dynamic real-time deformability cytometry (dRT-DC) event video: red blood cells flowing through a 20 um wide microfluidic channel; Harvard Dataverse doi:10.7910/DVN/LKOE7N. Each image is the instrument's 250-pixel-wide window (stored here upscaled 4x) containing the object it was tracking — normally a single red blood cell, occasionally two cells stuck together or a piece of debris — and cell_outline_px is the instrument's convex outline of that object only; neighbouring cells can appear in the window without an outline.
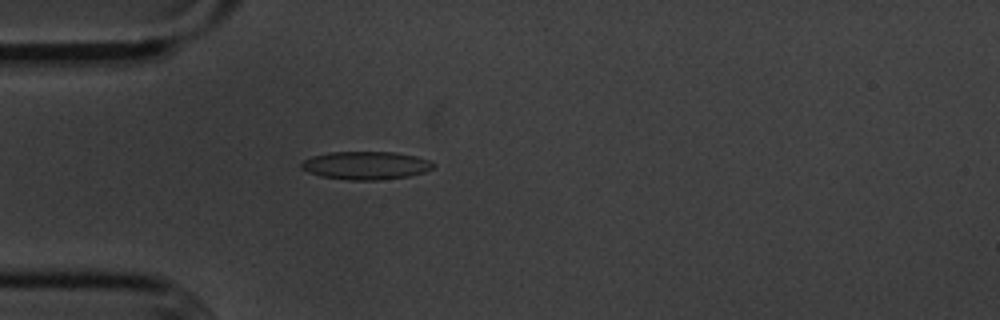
{"species": "common noctule bat (a hibernating species)", "species_latin": "Nyctalus noctula", "temperature_condition": "cold", "stored_images_in_passage": 5, "camera_frame_rate_fps": 3000, "um_per_image_px": 0.085, "animal": {"sex": "male", "body_mass_g": 20.1, "forearm_length_mm": 53.5}, "frame": {"image": 1, "passage_image": 5, "time_ms": 4.667, "image_size_px": [1000, 320], "cell_outline_px": [[436, 164], [432, 168], [424, 172], [408, 176], [376, 180], [348, 180], [320, 176], [308, 172], [300, 168], [300, 164], [304, 160], [312, 156], [328, 152], [396, 152], [416, 156], [432, 160]], "centroid_in_image_um": [31.1, 14.05], "position_along_channel_um": 53.9, "area_um2": 21.73}}